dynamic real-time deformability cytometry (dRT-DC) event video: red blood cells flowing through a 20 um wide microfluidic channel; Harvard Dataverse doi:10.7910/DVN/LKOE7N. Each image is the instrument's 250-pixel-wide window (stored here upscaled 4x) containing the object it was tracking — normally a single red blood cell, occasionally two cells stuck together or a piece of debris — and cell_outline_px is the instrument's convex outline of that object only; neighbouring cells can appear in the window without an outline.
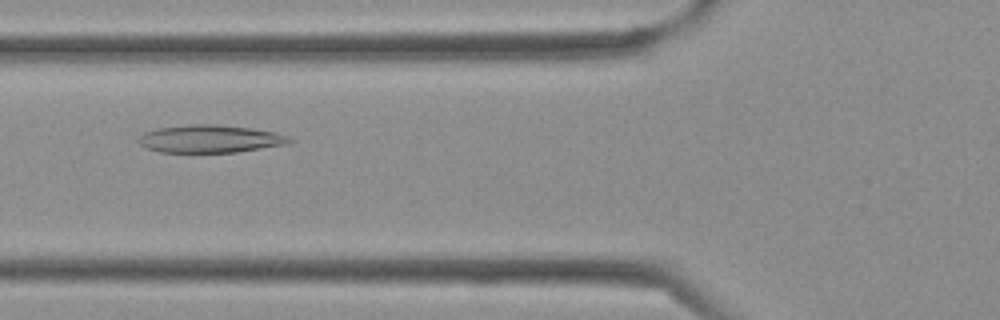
{"species": "Egyptian fruit bat (a non-hibernating species)", "species_latin": "Rousettus aegyptiacus", "temperature_condition": "cold", "stored_images_in_passage": 30, "camera_frame_rate_fps": 3000, "um_per_image_px": 0.085, "frame": {"image": 1, "passage_image": 6, "time_ms": 1.667, "image_size_px": [1000, 320], "cell_outline_px": [[296, 140], [288, 144], [236, 152], [160, 152], [144, 148], [136, 140], [144, 132], [156, 128], [188, 124], [216, 124], [252, 128], [272, 132], [288, 136]], "centroid_in_image_um": [17.83, 11.8], "position_along_channel_um": 108.0, "area_um2": 24.57}}
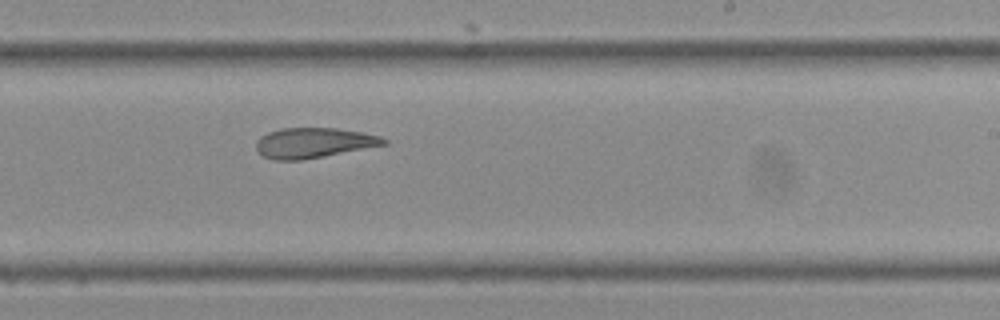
{"frame": {"image": 2, "passage_image": 15, "time_ms": 4.667, "image_size_px": [1000, 320], "cell_outline_px": [[388, 144], [324, 156], [300, 160], [272, 160], [264, 156], [256, 148], [256, 140], [260, 136], [268, 132], [280, 128], [336, 128], [360, 132], [380, 136], [388, 140]], "centroid_in_image_um": [26.64, 12.14], "position_along_channel_um": 262.4, "area_um2": 22.37}}
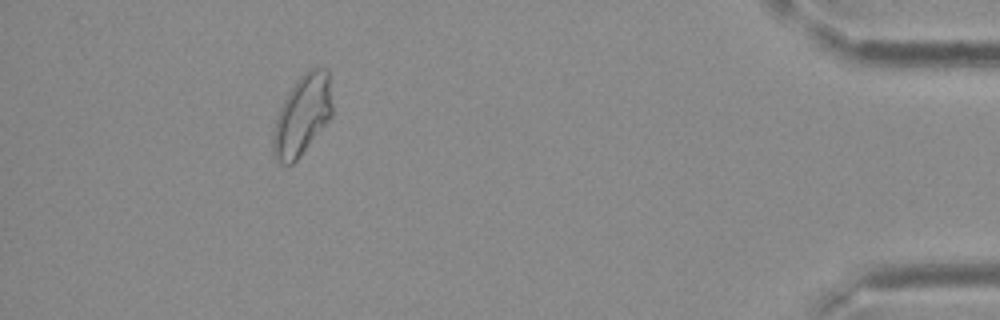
{"frame": {"image": 3, "passage_image": 27, "time_ms": 8.667, "image_size_px": [1000, 320], "cell_outline_px": [[332, 116], [300, 156], [292, 164], [280, 164], [276, 160], [272, 152], [272, 136], [276, 120], [280, 108], [288, 92], [296, 80], [308, 68], [328, 68], [332, 104]], "centroid_in_image_um": [25.69, 9.79], "position_along_channel_um": 409.5, "area_um2": 27.63}}